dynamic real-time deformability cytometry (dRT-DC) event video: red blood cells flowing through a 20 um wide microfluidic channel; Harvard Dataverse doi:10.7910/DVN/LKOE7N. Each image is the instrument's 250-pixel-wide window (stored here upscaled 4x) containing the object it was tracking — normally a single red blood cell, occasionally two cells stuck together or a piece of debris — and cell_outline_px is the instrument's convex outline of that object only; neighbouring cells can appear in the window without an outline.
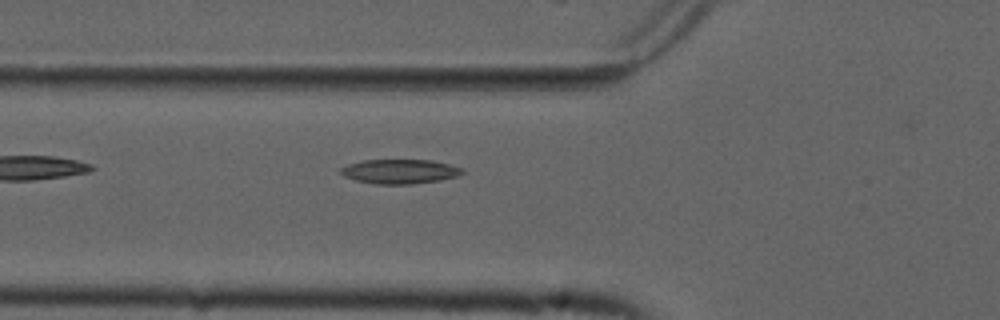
{"species": "common noctule bat (a hibernating species)", "species_latin": "Nyctalus noctula", "temperature_condition": "cold", "stored_images_in_passage": 2, "camera_frame_rate_fps": 3000, "um_per_image_px": 0.085, "animal": {"sex": "male", "forearm_length_mm": 52.5}, "frame": {"image": 1, "passage_image": 2, "time_ms": 0.333, "image_size_px": [1000, 320], "cell_outline_px": [[464, 172], [456, 176], [440, 180], [412, 184], [376, 184], [356, 180], [344, 176], [340, 172], [340, 168], [348, 164], [364, 160], [432, 160], [464, 168]], "centroid_in_image_um": [33.98, 14.57], "position_along_channel_um": 91.8, "area_um2": 17.22}}